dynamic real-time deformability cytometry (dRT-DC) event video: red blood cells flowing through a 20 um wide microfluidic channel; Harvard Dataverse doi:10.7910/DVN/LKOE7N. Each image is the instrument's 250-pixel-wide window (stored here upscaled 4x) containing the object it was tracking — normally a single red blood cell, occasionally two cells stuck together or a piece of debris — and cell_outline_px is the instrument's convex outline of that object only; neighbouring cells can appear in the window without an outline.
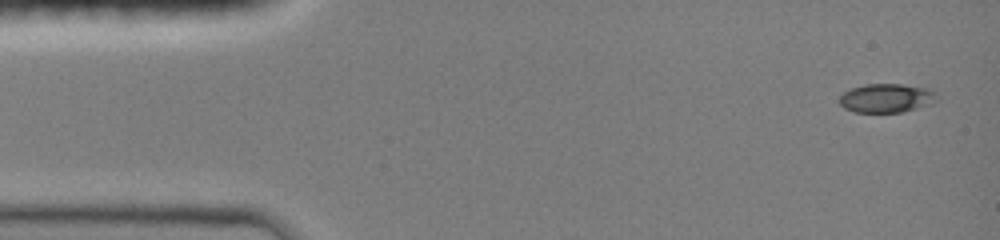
{"species": "common noctule bat (a hibernating species)", "species_latin": "Nyctalus noctula", "temperature_condition": "room temperature", "stored_images_in_passage": 8, "camera_frame_rate_fps": 3000, "um_per_image_px": 0.085, "animal": {"sex": "female", "body_mass_g": 19.0, "forearm_length_mm": 51.5}, "frame": {"image": 1, "passage_image": 1, "time_ms": 0.0, "image_size_px": [1000, 240], "cell_outline_px": [[936, 100], [932, 104], [900, 112], [856, 112], [844, 108], [836, 100], [844, 92], [852, 88], [864, 84], [900, 84], [928, 88], [936, 92]], "centroid_in_image_um": [75.33, 8.33], "position_along_channel_um": 9.7, "area_um2": 16.42}}
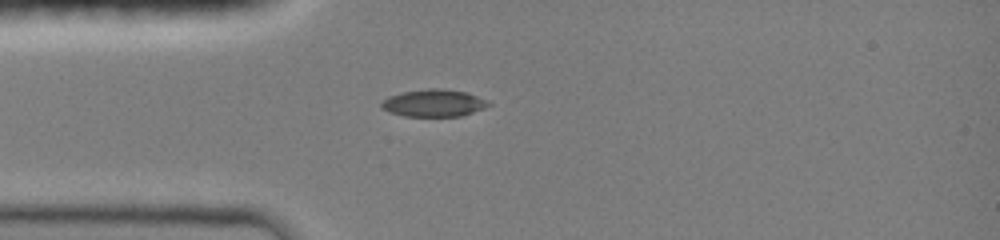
{"frame": {"image": 2, "passage_image": 7, "time_ms": 3.333, "image_size_px": [1000, 240], "cell_outline_px": [[492, 104], [484, 108], [460, 116], [404, 116], [392, 112], [384, 108], [380, 104], [388, 96], [404, 92], [428, 88], [440, 88], [464, 92], [476, 96]], "centroid_in_image_um": [36.86, 8.76], "position_along_channel_um": 48.1, "area_um2": 16.59}}